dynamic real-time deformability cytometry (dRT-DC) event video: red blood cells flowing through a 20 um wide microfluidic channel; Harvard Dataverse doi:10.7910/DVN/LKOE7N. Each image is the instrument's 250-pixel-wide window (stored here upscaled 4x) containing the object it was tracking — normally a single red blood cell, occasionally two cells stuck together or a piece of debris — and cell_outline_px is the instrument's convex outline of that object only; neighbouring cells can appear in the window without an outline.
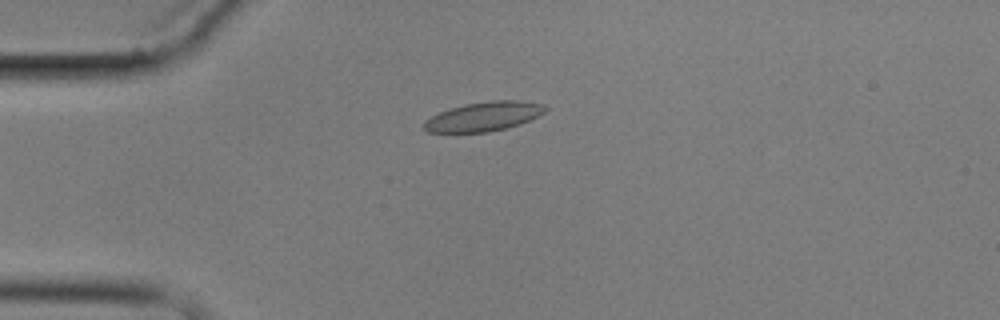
{"species": "common noctule bat (a hibernating species)", "species_latin": "Nyctalus noctula", "temperature_condition": "cold", "stored_images_in_passage": 7, "camera_frame_rate_fps": 3000, "um_per_image_px": 0.085, "animal": {"sex": "male", "body_mass_g": 17.9}, "frame": {"image": 1, "passage_image": 4, "time_ms": 4.333, "image_size_px": [1000, 320], "cell_outline_px": [[548, 108], [544, 112], [528, 120], [504, 128], [488, 132], [424, 132], [424, 120], [440, 112], [464, 104], [492, 100], [520, 100], [544, 104]], "centroid_in_image_um": [41.1, 9.89], "position_along_channel_um": 43.9, "area_um2": 20.4}}
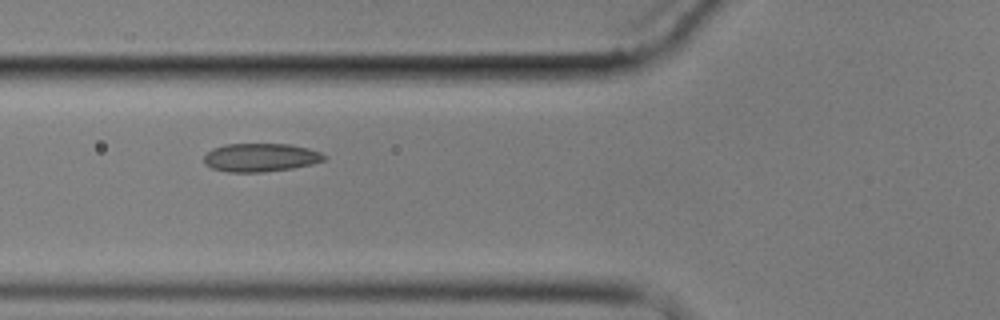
{"frame": {"image": 2, "passage_image": 6, "time_ms": 6.667, "image_size_px": [1000, 320], "cell_outline_px": [[328, 156], [324, 160], [312, 164], [292, 168], [264, 172], [228, 172], [212, 168], [204, 164], [204, 156], [212, 148], [224, 144], [292, 144], [308, 148], [320, 152]], "centroid_in_image_um": [22.15, 13.38], "position_along_channel_um": 103.7, "area_um2": 20.0}}
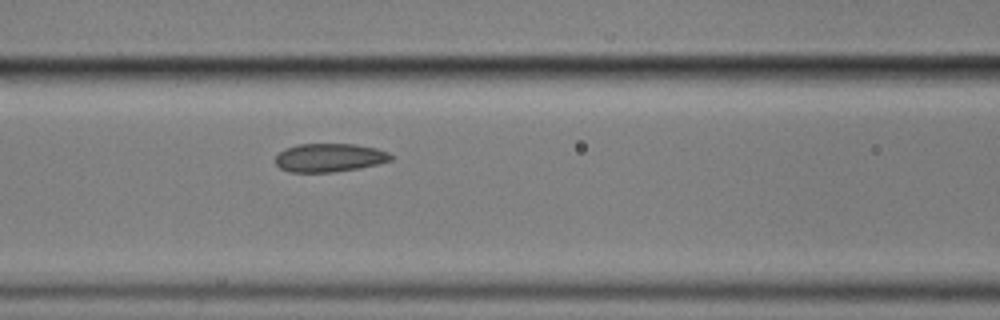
{"frame": {"image": 3, "passage_image": 7, "time_ms": 7.667, "image_size_px": [1000, 320], "cell_outline_px": [[396, 156], [392, 160], [360, 168], [332, 172], [292, 172], [280, 168], [276, 164], [276, 156], [284, 148], [296, 144], [356, 144], [376, 148], [388, 152]], "centroid_in_image_um": [28.02, 13.39], "position_along_channel_um": 138.6, "area_um2": 19.25}}